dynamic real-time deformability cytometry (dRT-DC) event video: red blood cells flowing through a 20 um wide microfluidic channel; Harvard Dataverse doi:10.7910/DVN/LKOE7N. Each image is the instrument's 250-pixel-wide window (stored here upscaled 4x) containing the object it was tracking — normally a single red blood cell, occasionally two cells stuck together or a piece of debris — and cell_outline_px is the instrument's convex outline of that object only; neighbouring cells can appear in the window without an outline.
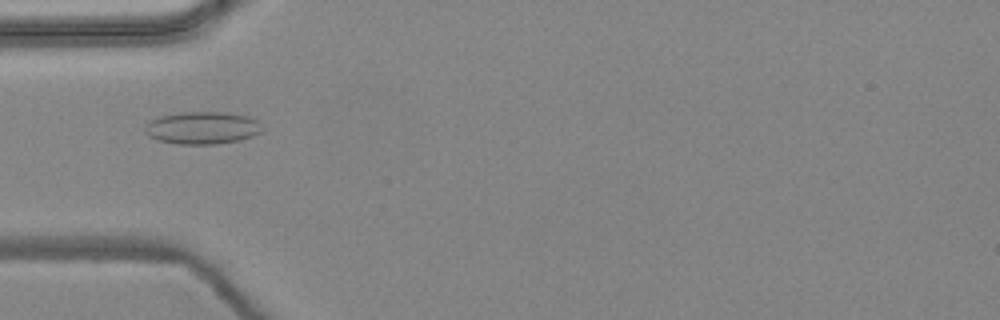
{"species": "common noctule bat (a hibernating species)", "species_latin": "Nyctalus noctula", "temperature_condition": "warm", "stored_images_in_passage": 7, "camera_frame_rate_fps": 3000, "um_per_image_px": 0.085, "animal": {"sex": "female", "body_mass_g": 24.6, "forearm_length_mm": 56.2}, "frame": {"image": 1, "passage_image": 5, "time_ms": 1.333, "image_size_px": [1000, 320], "cell_outline_px": [[264, 128], [260, 132], [252, 136], [240, 140], [216, 144], [176, 144], [156, 140], [148, 136], [144, 128], [152, 120], [160, 116], [180, 112], [224, 112], [248, 116], [256, 120]], "centroid_in_image_um": [17.2, 10.87], "position_along_channel_um": 67.8, "area_um2": 22.2}}
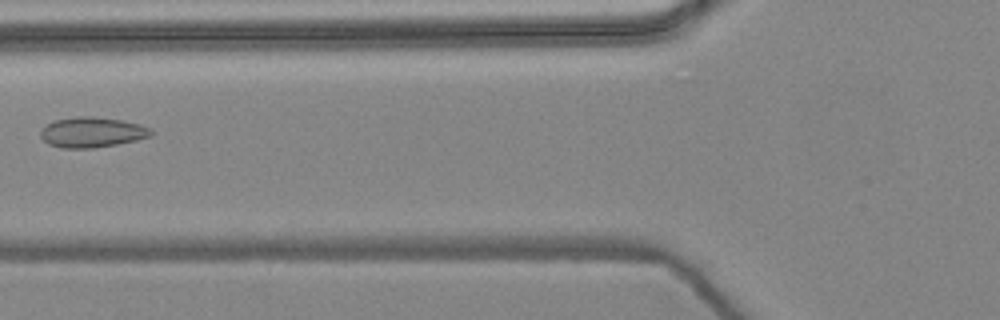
{"frame": {"image": 2, "passage_image": 6, "time_ms": 1.667, "image_size_px": [1000, 320], "cell_outline_px": [[152, 136], [136, 140], [116, 144], [92, 148], [60, 148], [48, 144], [40, 136], [40, 128], [56, 120], [76, 116], [92, 116], [120, 120], [140, 124], [152, 128]], "centroid_in_image_um": [7.81, 11.24], "position_along_channel_um": 118.0, "area_um2": 19.54}}
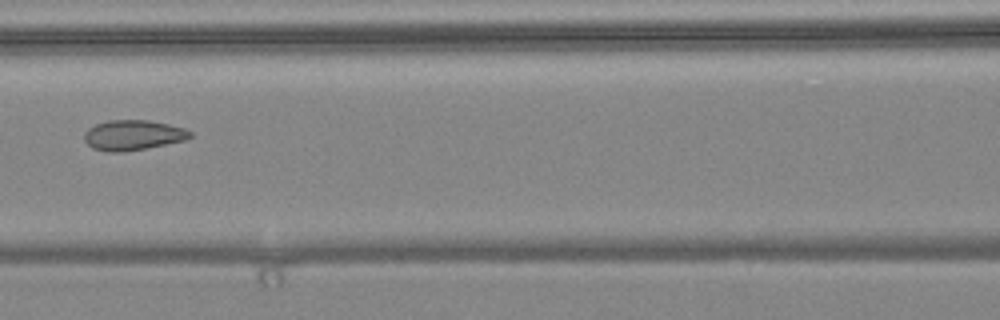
{"frame": {"image": 3, "passage_image": 7, "time_ms": 2.0, "image_size_px": [1000, 320], "cell_outline_px": [[192, 136], [184, 140], [144, 148], [120, 152], [108, 152], [92, 148], [84, 140], [84, 132], [88, 128], [96, 124], [108, 120], [148, 120], [168, 124], [184, 128], [192, 132]], "centroid_in_image_um": [11.27, 11.48], "position_along_channel_um": 155.3, "area_um2": 18.44}}